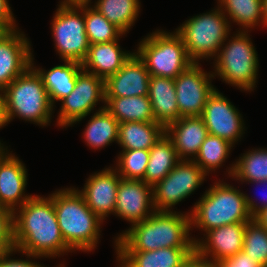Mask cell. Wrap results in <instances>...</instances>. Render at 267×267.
Returning <instances> with one entry per match:
<instances>
[{"label": "cell", "instance_id": "1", "mask_svg": "<svg viewBox=\"0 0 267 267\" xmlns=\"http://www.w3.org/2000/svg\"><path fill=\"white\" fill-rule=\"evenodd\" d=\"M13 226L16 252L26 258H56L72 252L62 236L50 195L46 198L33 195L15 209Z\"/></svg>", "mask_w": 267, "mask_h": 267}, {"label": "cell", "instance_id": "2", "mask_svg": "<svg viewBox=\"0 0 267 267\" xmlns=\"http://www.w3.org/2000/svg\"><path fill=\"white\" fill-rule=\"evenodd\" d=\"M190 213L155 211L115 239L116 251H153L168 247H195L190 235Z\"/></svg>", "mask_w": 267, "mask_h": 267}, {"label": "cell", "instance_id": "3", "mask_svg": "<svg viewBox=\"0 0 267 267\" xmlns=\"http://www.w3.org/2000/svg\"><path fill=\"white\" fill-rule=\"evenodd\" d=\"M58 225L66 245L74 252H91L97 247L103 221L87 206L78 188L50 194Z\"/></svg>", "mask_w": 267, "mask_h": 267}, {"label": "cell", "instance_id": "4", "mask_svg": "<svg viewBox=\"0 0 267 267\" xmlns=\"http://www.w3.org/2000/svg\"><path fill=\"white\" fill-rule=\"evenodd\" d=\"M190 211L191 228H199L205 233L224 225L249 222L253 216L249 212L245 193L223 181L215 182Z\"/></svg>", "mask_w": 267, "mask_h": 267}, {"label": "cell", "instance_id": "5", "mask_svg": "<svg viewBox=\"0 0 267 267\" xmlns=\"http://www.w3.org/2000/svg\"><path fill=\"white\" fill-rule=\"evenodd\" d=\"M7 123L15 117L47 126L51 122L53 105L50 102L42 77L30 66L4 90Z\"/></svg>", "mask_w": 267, "mask_h": 267}, {"label": "cell", "instance_id": "6", "mask_svg": "<svg viewBox=\"0 0 267 267\" xmlns=\"http://www.w3.org/2000/svg\"><path fill=\"white\" fill-rule=\"evenodd\" d=\"M228 41L221 45L214 57L213 76H219L227 84L243 91L254 90L259 61L248 31L240 28Z\"/></svg>", "mask_w": 267, "mask_h": 267}, {"label": "cell", "instance_id": "7", "mask_svg": "<svg viewBox=\"0 0 267 267\" xmlns=\"http://www.w3.org/2000/svg\"><path fill=\"white\" fill-rule=\"evenodd\" d=\"M230 22L218 6L210 12L193 16L175 30L182 38L189 58L199 63L200 59L217 55L230 35Z\"/></svg>", "mask_w": 267, "mask_h": 267}, {"label": "cell", "instance_id": "8", "mask_svg": "<svg viewBox=\"0 0 267 267\" xmlns=\"http://www.w3.org/2000/svg\"><path fill=\"white\" fill-rule=\"evenodd\" d=\"M135 52L150 76L175 79L194 62L189 58L180 35L157 30L138 44Z\"/></svg>", "mask_w": 267, "mask_h": 267}, {"label": "cell", "instance_id": "9", "mask_svg": "<svg viewBox=\"0 0 267 267\" xmlns=\"http://www.w3.org/2000/svg\"><path fill=\"white\" fill-rule=\"evenodd\" d=\"M54 46L63 61L82 63L90 43L85 30L84 4L58 5L53 16Z\"/></svg>", "mask_w": 267, "mask_h": 267}, {"label": "cell", "instance_id": "10", "mask_svg": "<svg viewBox=\"0 0 267 267\" xmlns=\"http://www.w3.org/2000/svg\"><path fill=\"white\" fill-rule=\"evenodd\" d=\"M207 174L193 161L180 160L171 172L153 186L156 211L172 212V207L189 197Z\"/></svg>", "mask_w": 267, "mask_h": 267}, {"label": "cell", "instance_id": "11", "mask_svg": "<svg viewBox=\"0 0 267 267\" xmlns=\"http://www.w3.org/2000/svg\"><path fill=\"white\" fill-rule=\"evenodd\" d=\"M98 101L105 103V80L81 69L73 91L61 100L58 126L67 128L80 122L90 115Z\"/></svg>", "mask_w": 267, "mask_h": 267}, {"label": "cell", "instance_id": "12", "mask_svg": "<svg viewBox=\"0 0 267 267\" xmlns=\"http://www.w3.org/2000/svg\"><path fill=\"white\" fill-rule=\"evenodd\" d=\"M200 63L191 64L175 79V90L179 119L201 116L208 98L216 89L211 83L212 73L204 72Z\"/></svg>", "mask_w": 267, "mask_h": 267}, {"label": "cell", "instance_id": "13", "mask_svg": "<svg viewBox=\"0 0 267 267\" xmlns=\"http://www.w3.org/2000/svg\"><path fill=\"white\" fill-rule=\"evenodd\" d=\"M201 117L210 135L223 138L233 145L245 133L242 115L218 89L208 98Z\"/></svg>", "mask_w": 267, "mask_h": 267}, {"label": "cell", "instance_id": "14", "mask_svg": "<svg viewBox=\"0 0 267 267\" xmlns=\"http://www.w3.org/2000/svg\"><path fill=\"white\" fill-rule=\"evenodd\" d=\"M155 211L152 186L143 180L121 178L114 211L116 216L129 221L132 226L146 220Z\"/></svg>", "mask_w": 267, "mask_h": 267}, {"label": "cell", "instance_id": "15", "mask_svg": "<svg viewBox=\"0 0 267 267\" xmlns=\"http://www.w3.org/2000/svg\"><path fill=\"white\" fill-rule=\"evenodd\" d=\"M246 223L228 224L207 231L204 233L205 240L204 238L195 240V253L203 259L214 262L233 257L243 250Z\"/></svg>", "mask_w": 267, "mask_h": 267}, {"label": "cell", "instance_id": "16", "mask_svg": "<svg viewBox=\"0 0 267 267\" xmlns=\"http://www.w3.org/2000/svg\"><path fill=\"white\" fill-rule=\"evenodd\" d=\"M31 44L20 30L7 32L0 39V90L31 66Z\"/></svg>", "mask_w": 267, "mask_h": 267}, {"label": "cell", "instance_id": "17", "mask_svg": "<svg viewBox=\"0 0 267 267\" xmlns=\"http://www.w3.org/2000/svg\"><path fill=\"white\" fill-rule=\"evenodd\" d=\"M7 149L0 152V206L14 211L33 195L25 194L28 177L26 167Z\"/></svg>", "mask_w": 267, "mask_h": 267}, {"label": "cell", "instance_id": "18", "mask_svg": "<svg viewBox=\"0 0 267 267\" xmlns=\"http://www.w3.org/2000/svg\"><path fill=\"white\" fill-rule=\"evenodd\" d=\"M121 176L112 167L104 168L87 179L84 188L78 190L84 197L87 206L103 221L113 214Z\"/></svg>", "mask_w": 267, "mask_h": 267}, {"label": "cell", "instance_id": "19", "mask_svg": "<svg viewBox=\"0 0 267 267\" xmlns=\"http://www.w3.org/2000/svg\"><path fill=\"white\" fill-rule=\"evenodd\" d=\"M149 71L133 52L121 69L105 80V97L147 96Z\"/></svg>", "mask_w": 267, "mask_h": 267}, {"label": "cell", "instance_id": "20", "mask_svg": "<svg viewBox=\"0 0 267 267\" xmlns=\"http://www.w3.org/2000/svg\"><path fill=\"white\" fill-rule=\"evenodd\" d=\"M165 133L173 142L180 160H193L209 135L201 116L181 117L168 125Z\"/></svg>", "mask_w": 267, "mask_h": 267}, {"label": "cell", "instance_id": "21", "mask_svg": "<svg viewBox=\"0 0 267 267\" xmlns=\"http://www.w3.org/2000/svg\"><path fill=\"white\" fill-rule=\"evenodd\" d=\"M195 247H168L153 251H116L119 267H186Z\"/></svg>", "mask_w": 267, "mask_h": 267}, {"label": "cell", "instance_id": "22", "mask_svg": "<svg viewBox=\"0 0 267 267\" xmlns=\"http://www.w3.org/2000/svg\"><path fill=\"white\" fill-rule=\"evenodd\" d=\"M118 42L119 39L90 45L82 69L104 80L115 74L133 54L123 51Z\"/></svg>", "mask_w": 267, "mask_h": 267}, {"label": "cell", "instance_id": "23", "mask_svg": "<svg viewBox=\"0 0 267 267\" xmlns=\"http://www.w3.org/2000/svg\"><path fill=\"white\" fill-rule=\"evenodd\" d=\"M148 97L156 123L166 128L179 119L174 79L150 76Z\"/></svg>", "mask_w": 267, "mask_h": 267}, {"label": "cell", "instance_id": "24", "mask_svg": "<svg viewBox=\"0 0 267 267\" xmlns=\"http://www.w3.org/2000/svg\"><path fill=\"white\" fill-rule=\"evenodd\" d=\"M33 59L32 54L31 66L42 77L50 102L54 107L55 101H61L73 91L78 72L82 69V66L78 62L63 61L64 64L52 67L47 71L35 67Z\"/></svg>", "mask_w": 267, "mask_h": 267}, {"label": "cell", "instance_id": "25", "mask_svg": "<svg viewBox=\"0 0 267 267\" xmlns=\"http://www.w3.org/2000/svg\"><path fill=\"white\" fill-rule=\"evenodd\" d=\"M180 161L171 139L164 133L149 149V161L144 174V181L155 186L163 180Z\"/></svg>", "mask_w": 267, "mask_h": 267}, {"label": "cell", "instance_id": "26", "mask_svg": "<svg viewBox=\"0 0 267 267\" xmlns=\"http://www.w3.org/2000/svg\"><path fill=\"white\" fill-rule=\"evenodd\" d=\"M164 133L165 128L156 122H122L117 143L123 150L150 149Z\"/></svg>", "mask_w": 267, "mask_h": 267}, {"label": "cell", "instance_id": "27", "mask_svg": "<svg viewBox=\"0 0 267 267\" xmlns=\"http://www.w3.org/2000/svg\"><path fill=\"white\" fill-rule=\"evenodd\" d=\"M105 108L119 122H156L147 96L105 97Z\"/></svg>", "mask_w": 267, "mask_h": 267}, {"label": "cell", "instance_id": "28", "mask_svg": "<svg viewBox=\"0 0 267 267\" xmlns=\"http://www.w3.org/2000/svg\"><path fill=\"white\" fill-rule=\"evenodd\" d=\"M119 124L104 104L91 116L83 132L87 146L96 150L118 142Z\"/></svg>", "mask_w": 267, "mask_h": 267}, {"label": "cell", "instance_id": "29", "mask_svg": "<svg viewBox=\"0 0 267 267\" xmlns=\"http://www.w3.org/2000/svg\"><path fill=\"white\" fill-rule=\"evenodd\" d=\"M227 172L241 183L267 180V149H252L243 153Z\"/></svg>", "mask_w": 267, "mask_h": 267}, {"label": "cell", "instance_id": "30", "mask_svg": "<svg viewBox=\"0 0 267 267\" xmlns=\"http://www.w3.org/2000/svg\"><path fill=\"white\" fill-rule=\"evenodd\" d=\"M140 4L139 0H97L93 7L126 34L139 15Z\"/></svg>", "mask_w": 267, "mask_h": 267}, {"label": "cell", "instance_id": "31", "mask_svg": "<svg viewBox=\"0 0 267 267\" xmlns=\"http://www.w3.org/2000/svg\"><path fill=\"white\" fill-rule=\"evenodd\" d=\"M218 6L225 16L243 27L242 31L263 25L262 0H218Z\"/></svg>", "mask_w": 267, "mask_h": 267}, {"label": "cell", "instance_id": "32", "mask_svg": "<svg viewBox=\"0 0 267 267\" xmlns=\"http://www.w3.org/2000/svg\"><path fill=\"white\" fill-rule=\"evenodd\" d=\"M233 146L229 141L209 134L193 161L208 175L222 166Z\"/></svg>", "mask_w": 267, "mask_h": 267}, {"label": "cell", "instance_id": "33", "mask_svg": "<svg viewBox=\"0 0 267 267\" xmlns=\"http://www.w3.org/2000/svg\"><path fill=\"white\" fill-rule=\"evenodd\" d=\"M84 21L90 45L118 40L124 35L119 28L110 23L98 10L92 5L90 6V3L84 4Z\"/></svg>", "mask_w": 267, "mask_h": 267}, {"label": "cell", "instance_id": "34", "mask_svg": "<svg viewBox=\"0 0 267 267\" xmlns=\"http://www.w3.org/2000/svg\"><path fill=\"white\" fill-rule=\"evenodd\" d=\"M242 251L267 267V229L255 218L246 223Z\"/></svg>", "mask_w": 267, "mask_h": 267}, {"label": "cell", "instance_id": "35", "mask_svg": "<svg viewBox=\"0 0 267 267\" xmlns=\"http://www.w3.org/2000/svg\"><path fill=\"white\" fill-rule=\"evenodd\" d=\"M149 161V149L122 150L115 167L123 179L143 180Z\"/></svg>", "mask_w": 267, "mask_h": 267}, {"label": "cell", "instance_id": "36", "mask_svg": "<svg viewBox=\"0 0 267 267\" xmlns=\"http://www.w3.org/2000/svg\"><path fill=\"white\" fill-rule=\"evenodd\" d=\"M15 248L13 211L0 206V252Z\"/></svg>", "mask_w": 267, "mask_h": 267}, {"label": "cell", "instance_id": "37", "mask_svg": "<svg viewBox=\"0 0 267 267\" xmlns=\"http://www.w3.org/2000/svg\"><path fill=\"white\" fill-rule=\"evenodd\" d=\"M219 267H262L243 251L238 252L231 258L217 262Z\"/></svg>", "mask_w": 267, "mask_h": 267}, {"label": "cell", "instance_id": "38", "mask_svg": "<svg viewBox=\"0 0 267 267\" xmlns=\"http://www.w3.org/2000/svg\"><path fill=\"white\" fill-rule=\"evenodd\" d=\"M13 252L17 253L16 248L0 252V267H45L39 264V262H32L28 259H11L10 256Z\"/></svg>", "mask_w": 267, "mask_h": 267}, {"label": "cell", "instance_id": "39", "mask_svg": "<svg viewBox=\"0 0 267 267\" xmlns=\"http://www.w3.org/2000/svg\"><path fill=\"white\" fill-rule=\"evenodd\" d=\"M7 0H0V26L8 32L17 29L16 20Z\"/></svg>", "mask_w": 267, "mask_h": 267}, {"label": "cell", "instance_id": "40", "mask_svg": "<svg viewBox=\"0 0 267 267\" xmlns=\"http://www.w3.org/2000/svg\"><path fill=\"white\" fill-rule=\"evenodd\" d=\"M248 183H252L255 185L258 184H263L265 186V184L267 185V180L264 181H259V182H248ZM245 198H246V202H247V207L249 209V212L251 213V215L253 216V218L261 211L263 210L265 207H267V199H265V201H263V203H261V205H259L258 203H255V201H253V199L251 197H249V195L245 194ZM267 198V196H266Z\"/></svg>", "mask_w": 267, "mask_h": 267}, {"label": "cell", "instance_id": "41", "mask_svg": "<svg viewBox=\"0 0 267 267\" xmlns=\"http://www.w3.org/2000/svg\"><path fill=\"white\" fill-rule=\"evenodd\" d=\"M186 267H219L217 262L209 261L194 253L188 260Z\"/></svg>", "mask_w": 267, "mask_h": 267}, {"label": "cell", "instance_id": "42", "mask_svg": "<svg viewBox=\"0 0 267 267\" xmlns=\"http://www.w3.org/2000/svg\"><path fill=\"white\" fill-rule=\"evenodd\" d=\"M7 120L5 116V105H4V95L3 91L0 90V128L6 126ZM0 147L6 149L7 147L3 146V143L0 142Z\"/></svg>", "mask_w": 267, "mask_h": 267}, {"label": "cell", "instance_id": "43", "mask_svg": "<svg viewBox=\"0 0 267 267\" xmlns=\"http://www.w3.org/2000/svg\"><path fill=\"white\" fill-rule=\"evenodd\" d=\"M254 218L267 229V207L261 210Z\"/></svg>", "mask_w": 267, "mask_h": 267}, {"label": "cell", "instance_id": "44", "mask_svg": "<svg viewBox=\"0 0 267 267\" xmlns=\"http://www.w3.org/2000/svg\"><path fill=\"white\" fill-rule=\"evenodd\" d=\"M91 4V0H63L59 4L61 5H80V4Z\"/></svg>", "mask_w": 267, "mask_h": 267}, {"label": "cell", "instance_id": "45", "mask_svg": "<svg viewBox=\"0 0 267 267\" xmlns=\"http://www.w3.org/2000/svg\"><path fill=\"white\" fill-rule=\"evenodd\" d=\"M262 8H263V25L267 27V0H262Z\"/></svg>", "mask_w": 267, "mask_h": 267}, {"label": "cell", "instance_id": "46", "mask_svg": "<svg viewBox=\"0 0 267 267\" xmlns=\"http://www.w3.org/2000/svg\"><path fill=\"white\" fill-rule=\"evenodd\" d=\"M8 31L4 28L0 26V39L7 33Z\"/></svg>", "mask_w": 267, "mask_h": 267}]
</instances>
